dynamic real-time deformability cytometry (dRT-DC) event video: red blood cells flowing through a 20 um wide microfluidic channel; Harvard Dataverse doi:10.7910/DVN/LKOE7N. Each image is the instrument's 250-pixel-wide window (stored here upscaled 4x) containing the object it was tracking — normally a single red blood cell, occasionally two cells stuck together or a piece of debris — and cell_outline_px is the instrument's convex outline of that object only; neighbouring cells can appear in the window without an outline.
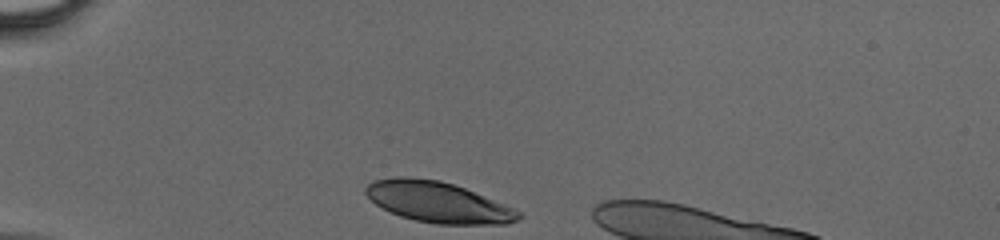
{"species": "human", "species_latin": "Homo sapiens", "temperature_condition": "cold", "stored_images_in_passage": 28, "camera_frame_rate_fps": 3000, "um_per_image_px": 0.085, "donor": {"sex": "male"}, "frame": {"image": 1, "passage_image": 1, "time_ms": 0.0, "image_size_px": [1000, 240], "cell_outline_px": [[524, 216], [520, 220], [508, 224], [436, 224], [416, 220], [400, 216], [380, 208], [364, 192], [364, 188], [372, 180], [396, 176], [408, 176], [440, 180], [464, 188], [504, 204], [520, 212]], "centroid_in_image_um": [37.2, 17.18], "position_along_channel_um": 47.8, "area_um2": 36.41}}
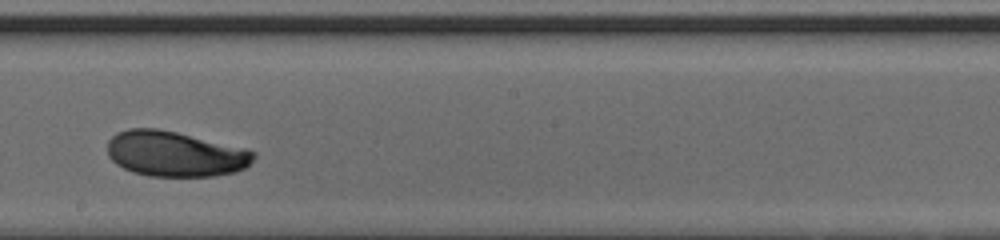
{"frame": {"image": 2, "passage_image": 16, "time_ms": 5.0, "image_size_px": [1000, 240], "cell_outline_px": [[256, 156], [244, 168], [236, 172], [216, 176], [148, 176], [132, 172], [116, 164], [108, 156], [108, 140], [116, 132], [128, 128], [156, 128], [176, 132], [248, 148], [256, 152]], "centroid_in_image_um": [14.89, 13.07], "position_along_channel_um": 233.3, "area_um2": 38.96}}
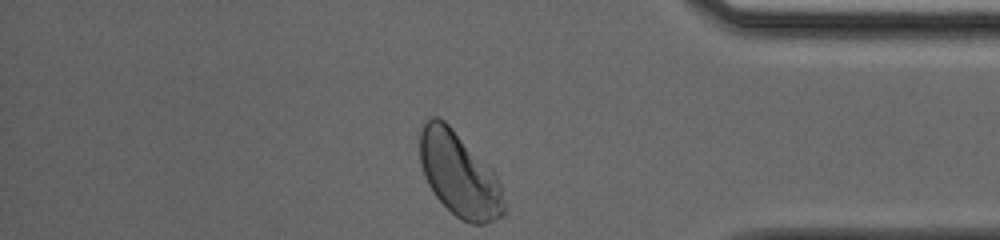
{"frame": {"image": 3, "passage_image": 28, "time_ms": 9.0, "image_size_px": [1000, 240], "cell_outline_px": [[508, 204], [504, 216], [484, 224], [472, 224], [456, 216], [436, 196], [428, 184], [424, 176], [420, 164], [420, 128], [432, 116], [436, 116], [444, 120], [492, 168], [500, 184]], "centroid_in_image_um": [39.07, 14.85], "position_along_channel_um": 396.1, "area_um2": 41.5}}